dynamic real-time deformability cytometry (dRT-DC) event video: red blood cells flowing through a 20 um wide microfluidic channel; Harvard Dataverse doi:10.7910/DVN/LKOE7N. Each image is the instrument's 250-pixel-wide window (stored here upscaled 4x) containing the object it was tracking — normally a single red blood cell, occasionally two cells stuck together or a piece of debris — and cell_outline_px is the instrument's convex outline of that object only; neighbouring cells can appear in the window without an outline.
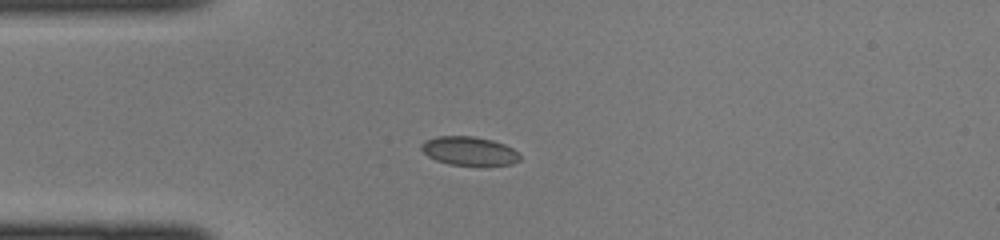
{"species": "common noctule bat (a hibernating species)", "species_latin": "Nyctalus noctula", "temperature_condition": "cold", "stored_images_in_passage": 38, "camera_frame_rate_fps": 3000, "um_per_image_px": 0.085, "animal": {"sex": "female", "body_mass_g": 22.0, "forearm_length_mm": 56.7}, "frame": {"image": 1, "passage_image": 11, "time_ms": 3.333, "image_size_px": [1000, 240], "cell_outline_px": [[520, 160], [512, 164], [448, 164], [436, 160], [428, 156], [420, 148], [420, 144], [424, 140], [436, 136], [472, 136], [492, 140], [504, 144], [512, 148], [520, 156]], "centroid_in_image_um": [39.83, 12.81], "position_along_channel_um": 45.2, "area_um2": 16.24}}
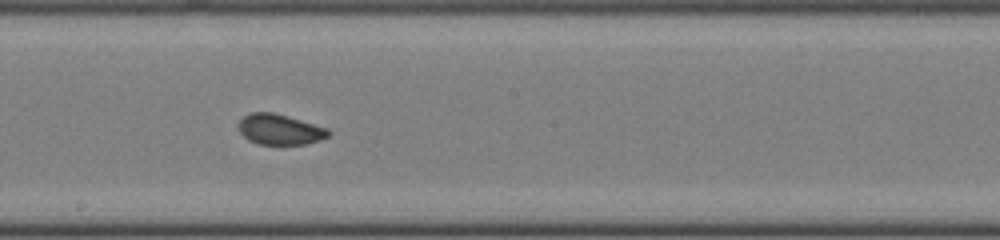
{"frame": {"image": 2, "passage_image": 24, "time_ms": 7.667, "image_size_px": [1000, 240], "cell_outline_px": [[332, 132], [328, 136], [320, 140], [308, 144], [256, 144], [248, 140], [240, 132], [240, 120], [244, 116], [252, 112], [272, 112], [288, 116], [328, 128]], "centroid_in_image_um": [23.82, 11.01], "position_along_channel_um": 224.4, "area_um2": 15.95}}
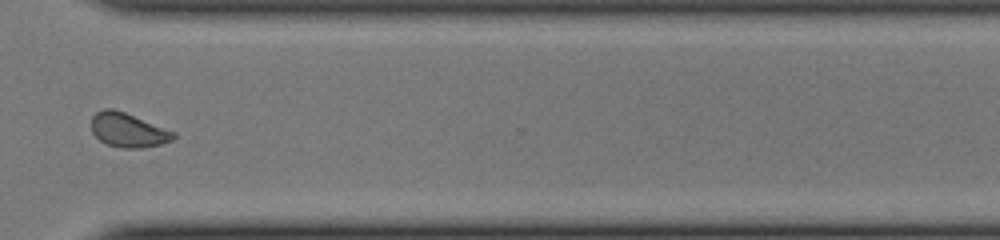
{"frame": {"image": 3, "passage_image": 33, "time_ms": 10.667, "image_size_px": [1000, 240], "cell_outline_px": [[176, 136], [172, 140], [160, 144], [144, 148], [120, 148], [108, 144], [100, 140], [92, 132], [92, 116], [96, 112], [104, 108], [112, 108], [124, 112], [176, 132]], "centroid_in_image_um": [10.89, 11.06], "position_along_channel_um": 359.7, "area_um2": 16.3}}